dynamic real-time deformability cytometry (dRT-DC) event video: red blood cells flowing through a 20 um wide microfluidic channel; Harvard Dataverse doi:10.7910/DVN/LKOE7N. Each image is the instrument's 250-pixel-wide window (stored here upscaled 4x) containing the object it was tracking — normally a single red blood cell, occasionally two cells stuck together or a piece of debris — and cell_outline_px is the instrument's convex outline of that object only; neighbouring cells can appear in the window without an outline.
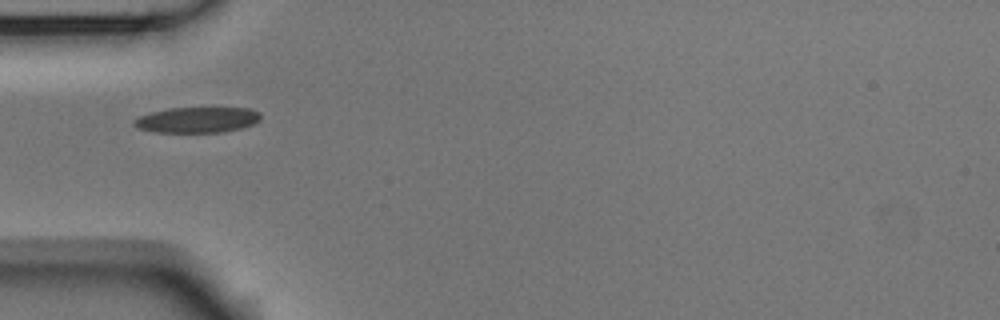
{"species": "Egyptian fruit bat (a non-hibernating species)", "species_latin": "Rousettus aegyptiacus", "temperature_condition": "room temperature", "stored_images_in_passage": 3, "camera_frame_rate_fps": 3000, "um_per_image_px": 0.085, "animal": {"sex": "male"}, "frame": {"image": 1, "passage_image": 1, "time_ms": 0.0, "image_size_px": [1000, 320], "cell_outline_px": [[260, 120], [252, 124], [240, 128], [224, 132], [152, 132], [136, 128], [132, 124], [132, 120], [140, 116], [152, 112], [168, 108], [252, 108], [260, 112]], "centroid_in_image_um": [16.73, 10.19], "position_along_channel_um": 68.3, "area_um2": 19.02}}
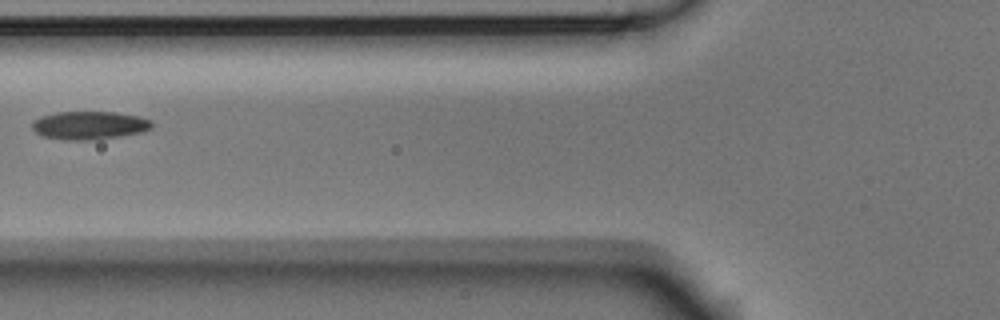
{"frame": {"image": 2, "passage_image": 2, "time_ms": 0.333, "image_size_px": [1000, 320], "cell_outline_px": [[152, 128], [140, 132], [120, 136], [88, 140], [64, 140], [40, 136], [32, 128], [32, 124], [40, 116], [56, 112], [112, 112], [136, 116], [152, 120]], "centroid_in_image_um": [7.56, 10.66], "position_along_channel_um": 118.2, "area_um2": 19.54}}
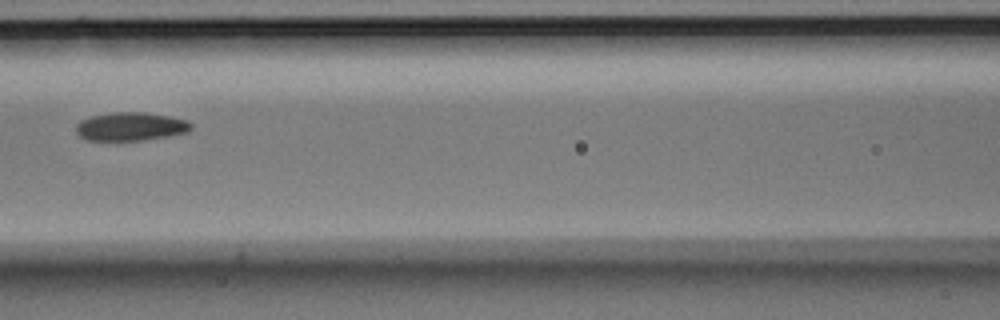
{"frame": {"image": 3, "passage_image": 3, "time_ms": 0.667, "image_size_px": [1000, 320], "cell_outline_px": [[192, 128], [188, 132], [168, 136], [140, 140], [84, 140], [76, 132], [76, 124], [80, 120], [92, 116], [116, 112], [144, 112], [168, 116], [188, 120], [192, 124]], "centroid_in_image_um": [11.11, 10.75], "position_along_channel_um": 155.5, "area_um2": 19.02}}